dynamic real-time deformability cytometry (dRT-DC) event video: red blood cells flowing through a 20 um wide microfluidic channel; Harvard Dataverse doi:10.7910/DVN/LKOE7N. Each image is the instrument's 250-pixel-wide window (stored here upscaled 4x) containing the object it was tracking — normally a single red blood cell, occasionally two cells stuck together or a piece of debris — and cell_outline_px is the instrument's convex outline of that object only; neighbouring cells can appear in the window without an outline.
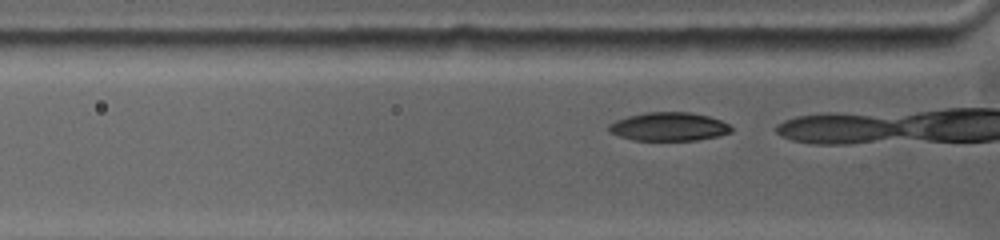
{"species": "common noctule bat (a hibernating species)", "species_latin": "Nyctalus noctula", "temperature_condition": "warm", "stored_images_in_passage": 6, "camera_frame_rate_fps": 5000, "um_per_image_px": 0.085, "animal": {"sex": "female", "body_mass_g": 19.0, "forearm_length_mm": 53.3}, "frame": {"image": 1, "passage_image": 3, "time_ms": 0.4, "image_size_px": [1000, 240], "cell_outline_px": [[732, 132], [716, 136], [696, 140], [636, 140], [620, 136], [608, 132], [608, 124], [616, 120], [628, 116], [644, 112], [692, 112], [708, 116], [720, 120], [728, 124], [732, 128]], "centroid_in_image_um": [56.83, 10.75], "position_along_channel_um": 69.0, "area_um2": 20.29}}